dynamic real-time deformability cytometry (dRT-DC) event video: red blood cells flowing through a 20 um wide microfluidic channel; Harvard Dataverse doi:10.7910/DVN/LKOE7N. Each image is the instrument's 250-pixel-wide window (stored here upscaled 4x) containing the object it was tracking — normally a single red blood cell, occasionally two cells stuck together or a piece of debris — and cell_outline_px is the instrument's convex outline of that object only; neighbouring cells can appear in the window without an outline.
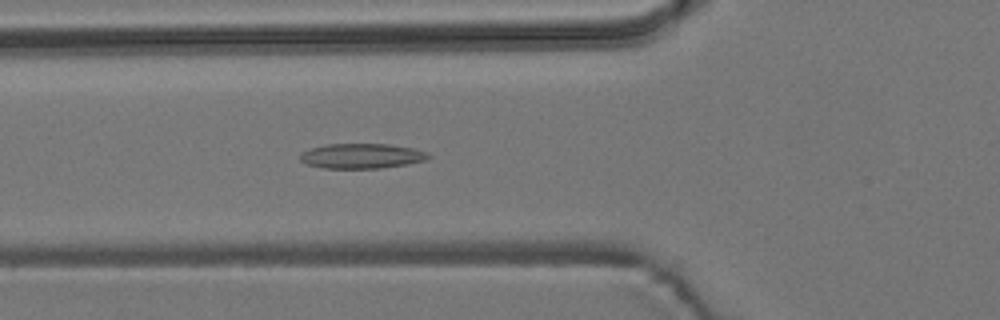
{"species": "common noctule bat (a hibernating species)", "species_latin": "Nyctalus noctula", "temperature_condition": "room temperature", "stored_images_in_passage": 6, "camera_frame_rate_fps": 3000, "um_per_image_px": 0.085, "animal": {"sex": "male", "body_mass_g": 19.2, "forearm_length_mm": 51.8}, "frame": {"image": 1, "passage_image": 6, "time_ms": 5.667, "image_size_px": [1000, 320], "cell_outline_px": [[432, 156], [424, 160], [404, 164], [380, 168], [324, 168], [304, 164], [300, 160], [300, 156], [304, 152], [312, 148], [328, 144], [388, 144], [416, 148], [428, 152]], "centroid_in_image_um": [30.76, 13.25], "position_along_channel_um": 95.0, "area_um2": 18.55}}